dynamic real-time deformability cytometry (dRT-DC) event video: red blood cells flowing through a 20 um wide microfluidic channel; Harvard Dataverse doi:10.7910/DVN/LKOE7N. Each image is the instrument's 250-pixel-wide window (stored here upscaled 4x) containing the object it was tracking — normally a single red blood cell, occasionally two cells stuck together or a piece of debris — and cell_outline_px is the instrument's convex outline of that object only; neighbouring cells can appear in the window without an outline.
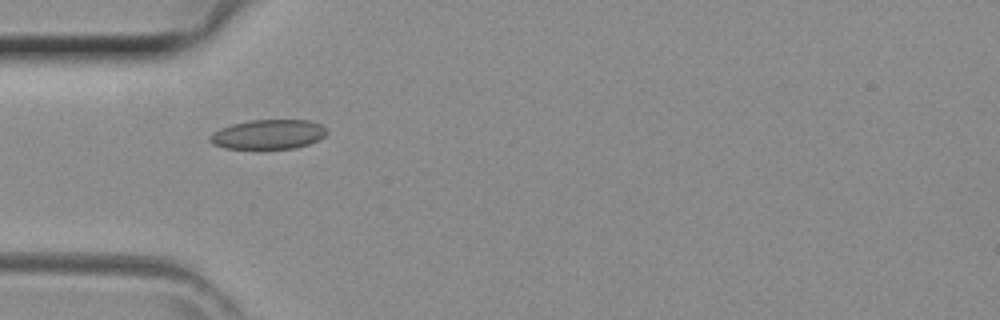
{"species": "common noctule bat (a hibernating species)", "species_latin": "Nyctalus noctula", "temperature_condition": "room temperature", "stored_images_in_passage": 42, "camera_frame_rate_fps": 3000, "um_per_image_px": 0.085, "animal": {"sex": "female", "body_mass_g": 29.2, "forearm_length_mm": 56.3}, "frame": {"image": 1, "passage_image": 13, "time_ms": 4.0, "image_size_px": [1000, 320], "cell_outline_px": [[328, 132], [324, 136], [308, 144], [296, 148], [224, 148], [212, 144], [208, 140], [208, 136], [212, 132], [220, 128], [232, 124], [252, 120], [308, 120], [320, 124], [328, 128]], "centroid_in_image_um": [22.78, 11.41], "position_along_channel_um": 62.2, "area_um2": 20.11}}
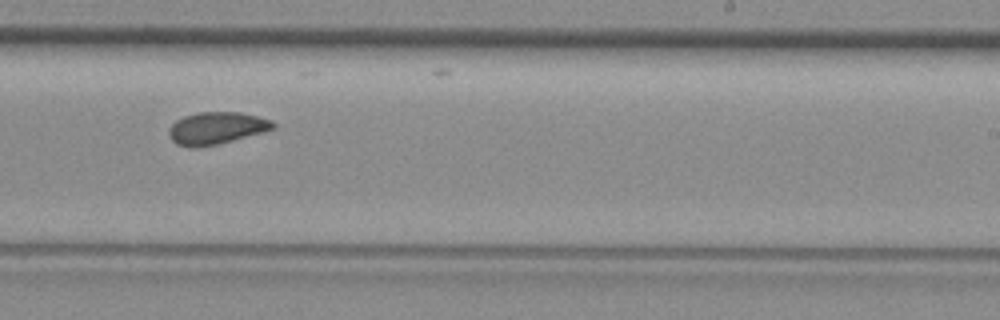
{"frame": {"image": 2, "passage_image": 26, "time_ms": 8.333, "image_size_px": [1000, 320], "cell_outline_px": [[276, 128], [264, 132], [200, 148], [188, 148], [176, 144], [168, 136], [168, 128], [176, 120], [184, 116], [196, 112], [240, 112], [272, 120], [276, 124]], "centroid_in_image_um": [18.37, 10.9], "position_along_channel_um": 270.6, "area_um2": 19.77}}
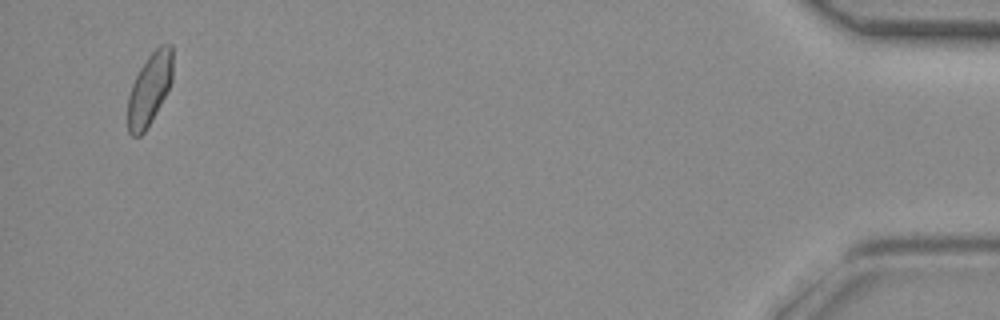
{"frame": {"image": 3, "passage_image": 41, "time_ms": 13.333, "image_size_px": [1000, 320], "cell_outline_px": [[172, 80], [168, 92], [152, 120], [144, 132], [140, 136], [132, 136], [128, 132], [128, 96], [132, 84], [140, 68], [148, 56], [160, 44], [172, 44]], "centroid_in_image_um": [12.72, 7.57], "position_along_channel_um": 422.5, "area_um2": 18.9}}